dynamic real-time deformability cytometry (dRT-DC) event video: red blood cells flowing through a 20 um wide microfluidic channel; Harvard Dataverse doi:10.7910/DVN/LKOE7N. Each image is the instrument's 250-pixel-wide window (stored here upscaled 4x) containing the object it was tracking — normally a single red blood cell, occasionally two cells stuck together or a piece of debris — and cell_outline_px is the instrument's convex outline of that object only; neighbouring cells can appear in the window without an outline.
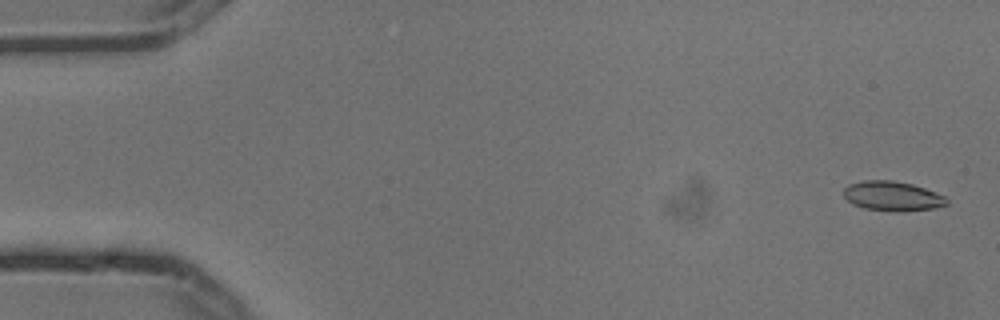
{"species": "common noctule bat (a hibernating species)", "species_latin": "Nyctalus noctula", "temperature_condition": "cold", "stored_images_in_passage": 5, "segment_of_instrument_passage": [2, 2], "camera_frame_rate_fps": 3000, "um_per_image_px": 0.085, "animal": {"sex": "male", "body_mass_g": 13.3}, "frame": {"image": 1, "passage_image": 5, "time_ms": 1.333, "image_size_px": [1000, 320], "cell_outline_px": [[948, 204], [936, 208], [904, 212], [896, 212], [864, 208], [852, 204], [844, 196], [844, 188], [848, 184], [864, 180], [892, 180], [912, 184], [924, 188], [944, 196], [948, 200]], "centroid_in_image_um": [75.86, 16.68], "position_along_channel_um": 9.1, "area_um2": 17.92}}